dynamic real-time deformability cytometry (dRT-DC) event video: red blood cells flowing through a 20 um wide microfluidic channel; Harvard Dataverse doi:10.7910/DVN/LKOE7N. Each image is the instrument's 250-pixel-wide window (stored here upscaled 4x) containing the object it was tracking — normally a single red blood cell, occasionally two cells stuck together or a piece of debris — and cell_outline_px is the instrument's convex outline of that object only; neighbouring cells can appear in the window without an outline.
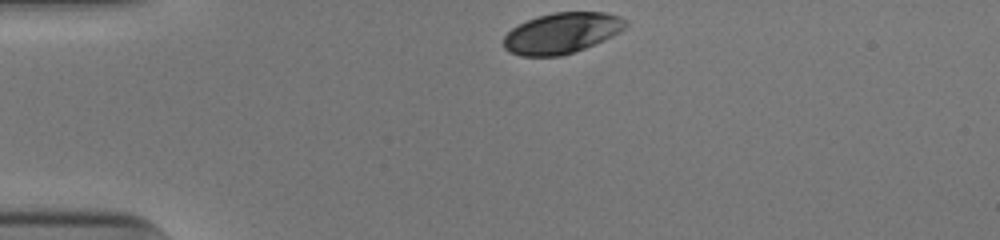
{"species": "human", "species_latin": "Homo sapiens", "temperature_condition": "cold", "stored_images_in_passage": 32, "camera_frame_rate_fps": 3000, "um_per_image_px": 0.085, "donor": {"sex": "male"}, "frame": {"image": 1, "passage_image": 1, "time_ms": 0.0, "image_size_px": [1000, 240], "cell_outline_px": [[628, 24], [620, 32], [612, 36], [584, 48], [560, 56], [520, 56], [508, 52], [504, 48], [504, 36], [512, 28], [528, 20], [552, 12], [604, 12], [620, 16], [628, 20]], "centroid_in_image_um": [47.76, 2.81], "position_along_channel_um": 37.2, "area_um2": 28.84}}
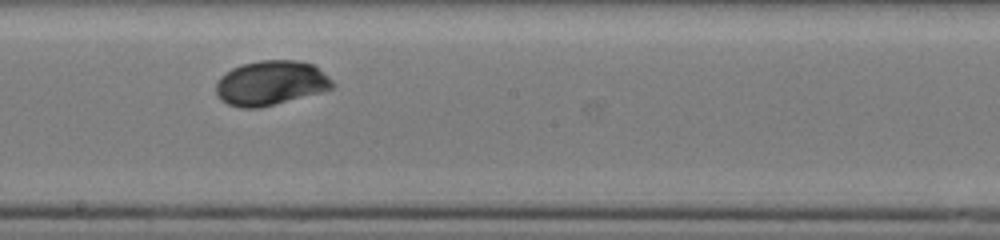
{"frame": {"image": 2, "passage_image": 19, "time_ms": 6.0, "image_size_px": [1000, 240], "cell_outline_px": [[336, 84], [332, 88], [320, 92], [260, 108], [240, 108], [228, 104], [220, 100], [216, 92], [216, 80], [220, 76], [232, 68], [240, 64], [260, 60], [296, 60], [312, 64], [328, 76]], "centroid_in_image_um": [22.98, 7.05], "position_along_channel_um": 225.2, "area_um2": 30.35}}
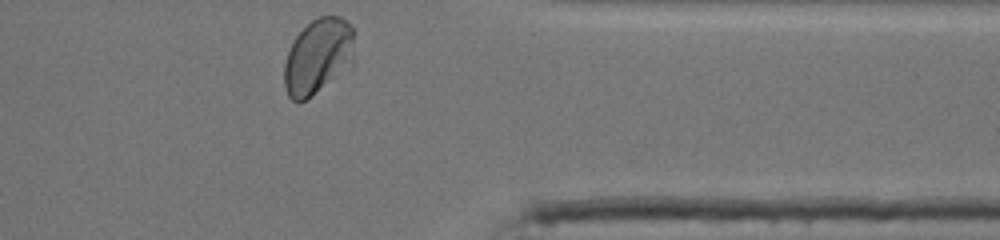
{"frame": {"image": 3, "passage_image": 32, "time_ms": 10.333, "image_size_px": [1000, 240], "cell_outline_px": [[352, 64], [304, 100], [292, 100], [288, 96], [284, 88], [284, 64], [288, 52], [296, 36], [312, 20], [320, 16], [340, 16], [352, 28]], "centroid_in_image_um": [26.99, 4.77], "position_along_channel_um": 384.4, "area_um2": 29.88}, "authors_computed_cell_mechanics": {"area_um2": 29.8248, "velocity_mm_per_s": 3.8792, "shape_relaxation_time_tau1_ms": 1.8851, "shape_relaxation_time_tau2_ms": null, "deformation_change_tau1": 0.1145, "deformation_change_tau2": null}}